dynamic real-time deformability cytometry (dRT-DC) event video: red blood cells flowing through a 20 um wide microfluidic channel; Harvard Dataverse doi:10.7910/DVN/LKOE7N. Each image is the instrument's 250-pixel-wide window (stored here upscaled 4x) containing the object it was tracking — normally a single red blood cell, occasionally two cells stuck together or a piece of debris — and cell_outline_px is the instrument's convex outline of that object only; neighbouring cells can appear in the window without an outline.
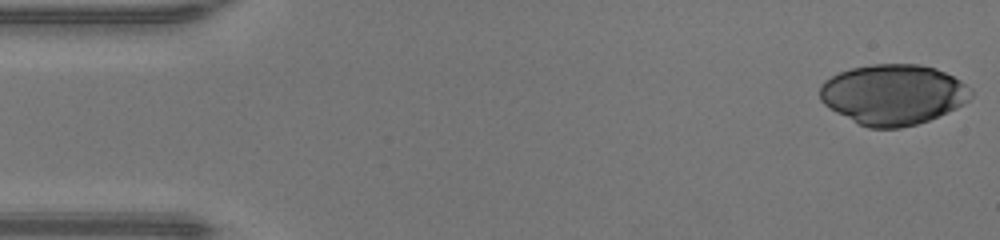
{"species": "human", "species_latin": "Homo sapiens", "temperature_condition": "warm", "stored_images_in_passage": 46, "camera_frame_rate_fps": 3000, "um_per_image_px": 0.085, "donor": {"sex": "male"}, "frame": {"image": 1, "passage_image": 1, "time_ms": 0.0, "image_size_px": [1000, 240], "cell_outline_px": [[972, 96], [964, 104], [948, 112], [928, 120], [916, 124], [900, 128], [868, 128], [836, 112], [824, 104], [820, 100], [820, 84], [824, 80], [840, 72], [852, 68], [872, 64], [920, 64], [936, 68], [960, 80], [972, 88]], "centroid_in_image_um": [75.93, 8.02], "position_along_channel_um": 9.1, "area_um2": 53.12}}
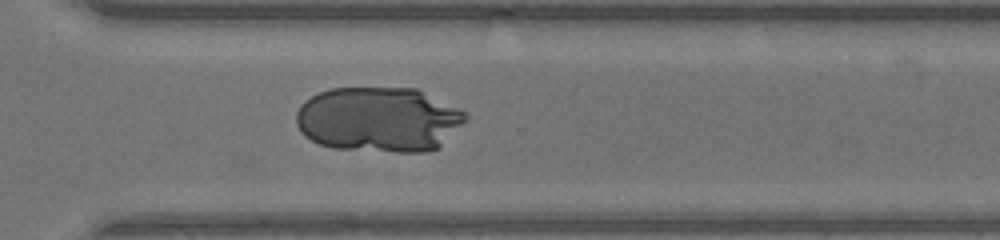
{"frame": {"image": 2, "passage_image": 33, "time_ms": 10.667, "image_size_px": [1000, 240], "cell_outline_px": [[472, 120], [440, 148], [428, 152], [396, 152], [332, 148], [320, 144], [304, 136], [300, 132], [296, 124], [296, 112], [300, 104], [304, 100], [320, 92], [332, 88], [416, 88], [460, 108]], "centroid_in_image_um": [32.27, 10.17], "position_along_channel_um": 338.3, "area_um2": 65.49}}
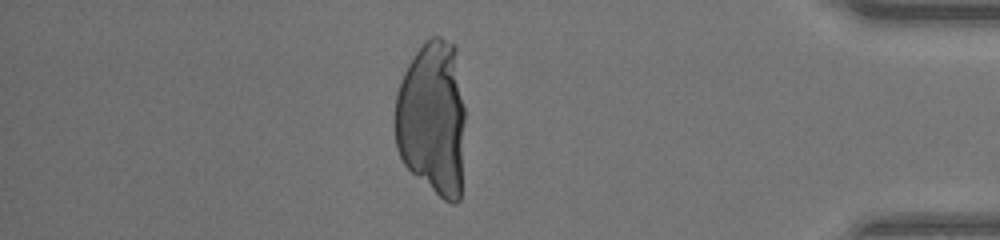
{"frame": {"image": 3, "passage_image": 40, "time_ms": 13.0, "image_size_px": [1000, 240], "cell_outline_px": [[464, 120], [460, 200], [456, 204], [452, 204], [444, 200], [412, 172], [404, 164], [396, 148], [396, 92], [404, 72], [408, 64], [424, 40], [432, 36], [440, 36], [456, 44], [464, 108]], "centroid_in_image_um": [36.77, 10.01], "position_along_channel_um": 398.4, "area_um2": 63.75}}